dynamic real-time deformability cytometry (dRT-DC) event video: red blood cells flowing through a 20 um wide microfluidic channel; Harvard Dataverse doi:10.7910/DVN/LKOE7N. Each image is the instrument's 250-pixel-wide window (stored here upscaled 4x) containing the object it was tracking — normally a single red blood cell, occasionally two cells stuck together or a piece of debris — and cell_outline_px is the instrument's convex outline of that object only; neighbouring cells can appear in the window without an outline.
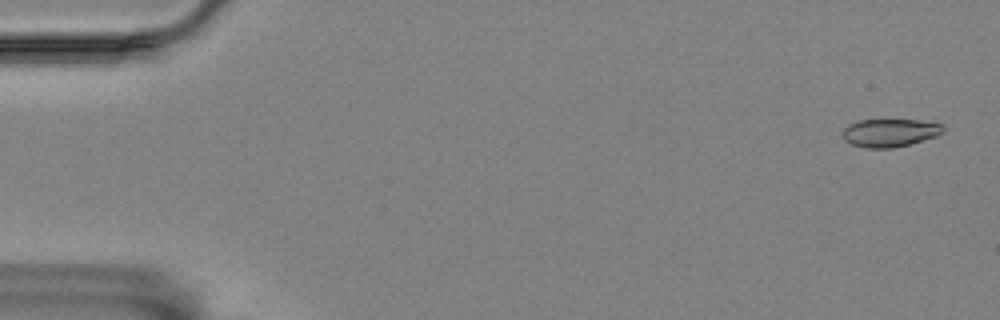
{"species": "Egyptian fruit bat (a non-hibernating species)", "species_latin": "Rousettus aegyptiacus", "temperature_condition": "room temperature", "stored_images_in_passage": 11, "camera_frame_rate_fps": 3000, "um_per_image_px": 0.085, "animal": {"sex": "female"}, "frame": {"image": 1, "passage_image": 1, "time_ms": 0.0, "image_size_px": [1000, 320], "cell_outline_px": [[944, 128], [936, 136], [908, 144], [892, 148], [864, 148], [852, 144], [844, 140], [840, 132], [848, 124], [860, 120], [920, 120], [944, 124]], "centroid_in_image_um": [75.58, 11.28], "position_along_channel_um": 9.4, "area_um2": 16.42}}
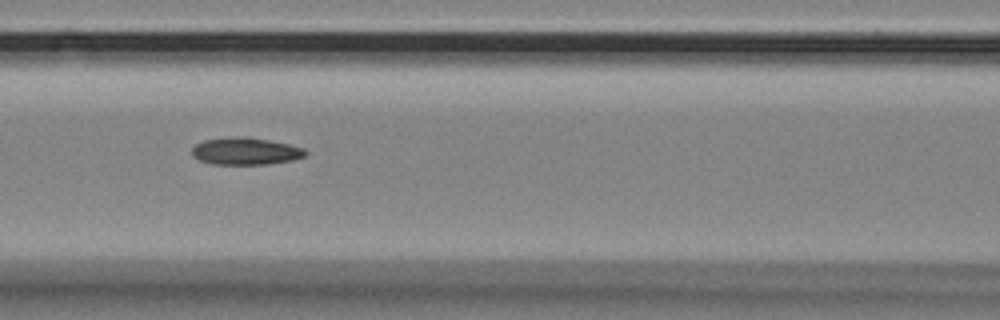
{"frame": {"image": 2, "passage_image": 7, "time_ms": 7.667, "image_size_px": [1000, 320], "cell_outline_px": [[308, 152], [304, 156], [292, 160], [268, 164], [212, 164], [200, 160], [192, 156], [192, 148], [196, 144], [204, 140], [236, 136], [248, 136], [288, 144], [304, 148]], "centroid_in_image_um": [20.86, 12.84], "position_along_channel_um": 145.7, "area_um2": 17.98}}
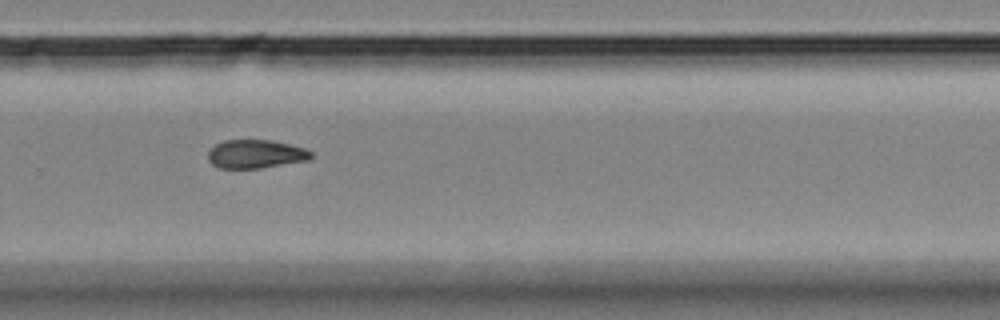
{"frame": {"image": 3, "passage_image": 11, "time_ms": 12.333, "image_size_px": [1000, 320], "cell_outline_px": [[312, 156], [308, 160], [260, 168], [220, 168], [212, 164], [208, 160], [208, 152], [216, 144], [224, 140], [272, 140], [304, 148], [312, 152]], "centroid_in_image_um": [21.72, 13.09], "position_along_channel_um": 308.1, "area_um2": 16.99}}